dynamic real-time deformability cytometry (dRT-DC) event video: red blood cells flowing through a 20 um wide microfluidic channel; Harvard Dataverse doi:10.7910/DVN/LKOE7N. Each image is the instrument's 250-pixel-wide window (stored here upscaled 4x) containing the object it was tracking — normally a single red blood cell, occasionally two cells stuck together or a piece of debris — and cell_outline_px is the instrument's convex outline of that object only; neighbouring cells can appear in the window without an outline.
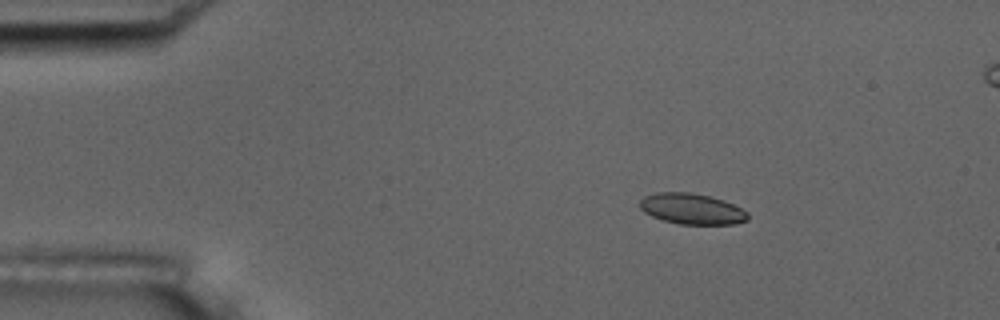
{"species": "common noctule bat (a hibernating species)", "species_latin": "Nyctalus noctula", "temperature_condition": "room temperature", "stored_images_in_passage": 56, "segment_of_instrument_passage": [1, 2], "camera_frame_rate_fps": 3000, "um_per_image_px": 0.085, "animal": {"sex": "male", "body_mass_g": 17.5, "forearm_length_mm": 52.3}, "frame": {"image": 1, "passage_image": 8, "time_ms": 2.333, "image_size_px": [1000, 320], "cell_outline_px": [[748, 220], [736, 224], [680, 224], [664, 220], [652, 216], [644, 212], [640, 208], [640, 200], [644, 196], [656, 192], [692, 192], [724, 200], [748, 212]], "centroid_in_image_um": [58.8, 17.75], "position_along_channel_um": 26.2, "area_um2": 19.36}}
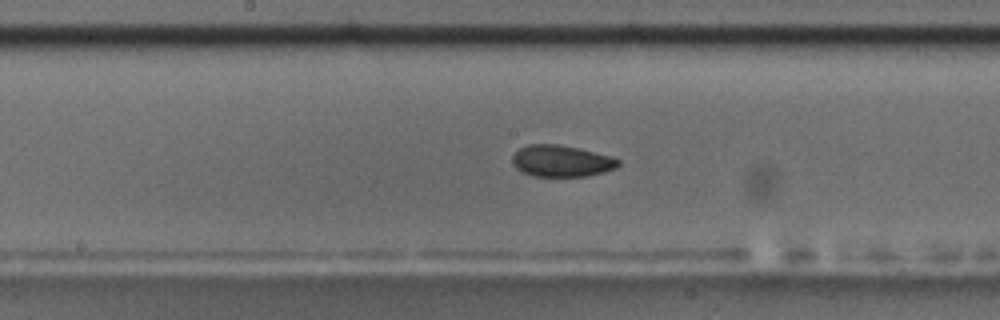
{"frame": {"image": 2, "passage_image": 28, "time_ms": 9.0, "image_size_px": [1000, 320], "cell_outline_px": [[620, 164], [616, 168], [604, 172], [584, 176], [532, 176], [516, 168], [512, 164], [512, 156], [520, 148], [528, 144], [556, 144], [576, 148], [612, 156], [620, 160]], "centroid_in_image_um": [47.72, 13.69], "position_along_channel_um": 200.5, "area_um2": 19.36}}
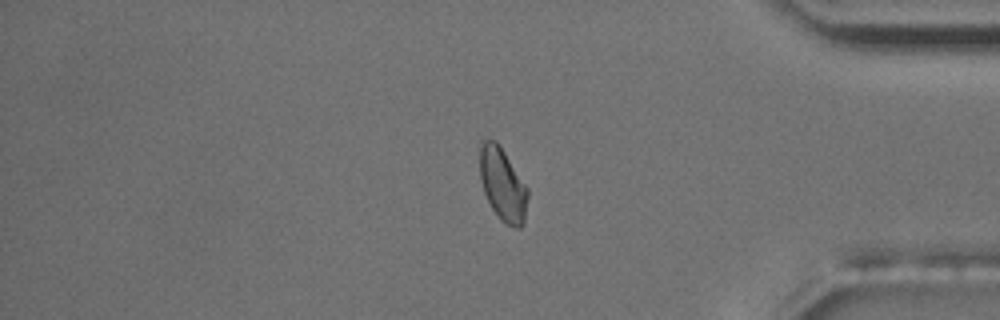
{"frame": {"image": 3, "passage_image": 46, "time_ms": 15.0, "image_size_px": [1000, 320], "cell_outline_px": [[528, 196], [524, 224], [520, 228], [516, 228], [500, 220], [492, 208], [484, 192], [480, 176], [480, 140], [496, 140], [528, 188]], "centroid_in_image_um": [42.73, 15.69], "position_along_channel_um": 392.5, "area_um2": 20.23}}